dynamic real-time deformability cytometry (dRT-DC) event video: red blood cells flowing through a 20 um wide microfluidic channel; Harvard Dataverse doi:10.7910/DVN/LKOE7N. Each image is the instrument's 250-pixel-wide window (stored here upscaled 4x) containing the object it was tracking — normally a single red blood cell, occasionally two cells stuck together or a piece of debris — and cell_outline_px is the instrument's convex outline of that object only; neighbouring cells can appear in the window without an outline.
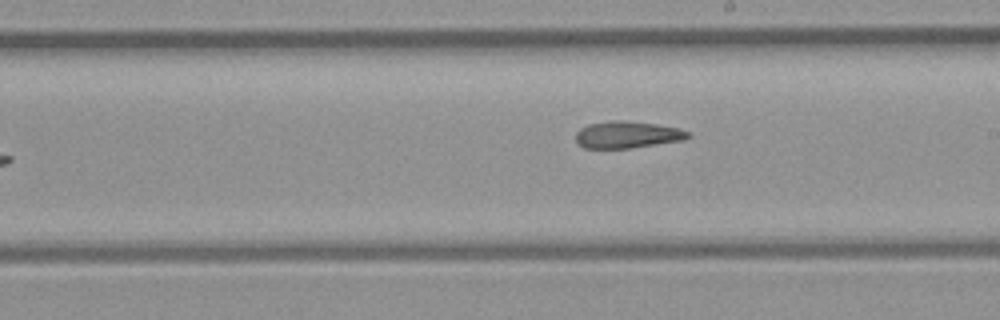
{"species": "common noctule bat (a hibernating species)", "species_latin": "Nyctalus noctula", "temperature_condition": "room temperature", "stored_images_in_passage": 8, "camera_frame_rate_fps": 3000, "um_per_image_px": 0.085, "animal": {"sex": "female", "body_mass_g": 21.9}, "frame": {"image": 1, "passage_image": 8, "time_ms": 8.0, "image_size_px": [1000, 320], "cell_outline_px": [[692, 136], [684, 140], [632, 148], [584, 148], [576, 140], [576, 132], [580, 128], [588, 124], [612, 120], [624, 120], [656, 124], [680, 128], [688, 132]], "centroid_in_image_um": [53.34, 11.44], "position_along_channel_um": 235.7, "area_um2": 17.69}}